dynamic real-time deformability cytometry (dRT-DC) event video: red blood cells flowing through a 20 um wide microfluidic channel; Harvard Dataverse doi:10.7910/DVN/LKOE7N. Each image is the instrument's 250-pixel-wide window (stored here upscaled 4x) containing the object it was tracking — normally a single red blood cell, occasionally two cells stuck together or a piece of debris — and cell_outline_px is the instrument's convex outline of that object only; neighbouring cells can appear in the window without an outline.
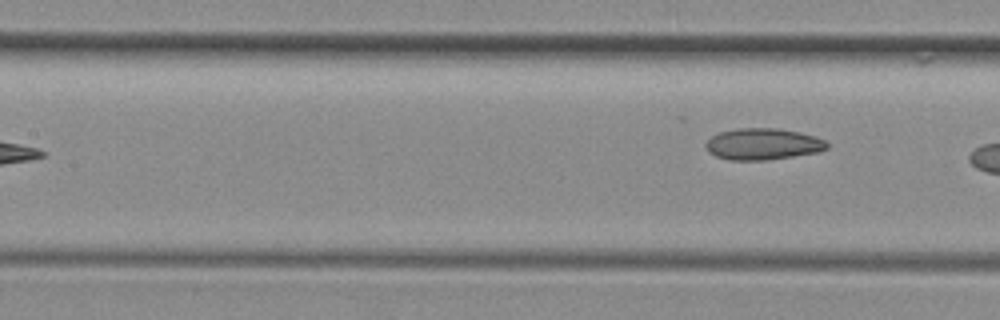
{"species": "common noctule bat (a hibernating species)", "species_latin": "Nyctalus noctula", "temperature_condition": "room temperature", "stored_images_in_passage": 5, "segment_of_instrument_passage": [2, 2], "camera_frame_rate_fps": 3000, "um_per_image_px": 0.085, "animal": {"sex": "female", "body_mass_g": 29.2, "forearm_length_mm": 56.3}, "frame": {"image": 1, "passage_image": 5, "time_ms": 1.333, "image_size_px": [1000, 320], "cell_outline_px": [[828, 148], [820, 152], [764, 160], [732, 160], [716, 156], [708, 152], [704, 144], [712, 136], [720, 132], [736, 128], [776, 128], [816, 136], [824, 140], [828, 144]], "centroid_in_image_um": [64.84, 12.24], "position_along_channel_um": 142.6, "area_um2": 22.14}}